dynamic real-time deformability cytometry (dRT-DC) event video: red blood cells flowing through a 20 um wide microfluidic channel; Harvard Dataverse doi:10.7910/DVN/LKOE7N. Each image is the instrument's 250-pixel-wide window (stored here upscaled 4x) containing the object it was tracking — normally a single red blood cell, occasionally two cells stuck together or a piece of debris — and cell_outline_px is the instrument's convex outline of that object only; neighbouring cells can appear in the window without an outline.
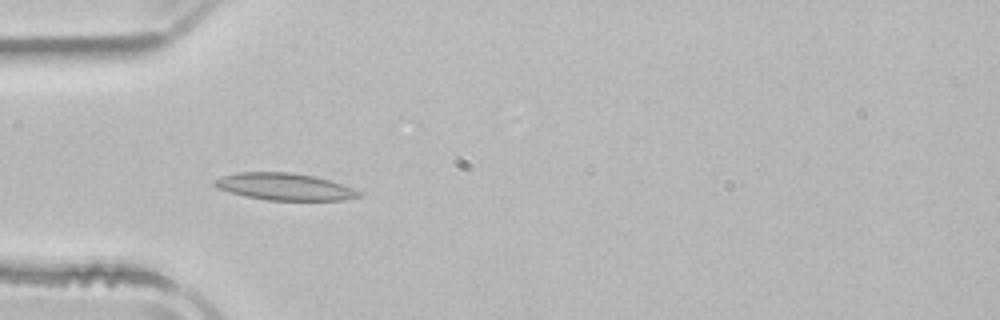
{"species": "common noctule bat (a hibernating species)", "species_latin": "Nyctalus noctula", "temperature_condition": "room temperature", "stored_images_in_passage": 7, "camera_frame_rate_fps": 3000, "um_per_image_px": 0.085, "animal": {"sex": "male", "body_mass_g": 21.5, "forearm_length_mm": 52.0}, "frame": {"image": 1, "passage_image": 3, "time_ms": 0.667, "image_size_px": [1000, 320], "cell_outline_px": [[360, 196], [344, 200], [268, 200], [244, 196], [216, 188], [212, 184], [212, 180], [236, 172], [288, 172], [316, 176], [352, 188], [360, 192]], "centroid_in_image_um": [24.12, 15.86], "position_along_channel_um": 60.9, "area_um2": 22.6}}
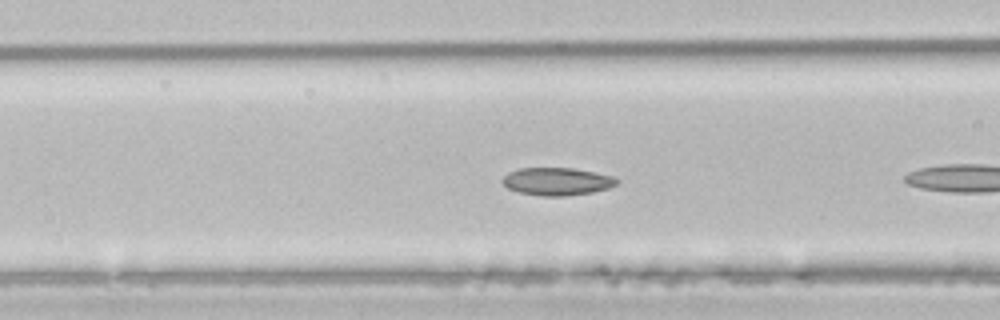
{"frame": {"image": 2, "passage_image": 5, "time_ms": 1.333, "image_size_px": [1000, 320], "cell_outline_px": [[620, 180], [616, 184], [608, 188], [592, 192], [564, 196], [540, 196], [520, 192], [508, 188], [500, 180], [508, 172], [520, 168], [572, 168], [612, 176]], "centroid_in_image_um": [47.32, 15.42], "position_along_channel_um": 119.3, "area_um2": 18.32}}